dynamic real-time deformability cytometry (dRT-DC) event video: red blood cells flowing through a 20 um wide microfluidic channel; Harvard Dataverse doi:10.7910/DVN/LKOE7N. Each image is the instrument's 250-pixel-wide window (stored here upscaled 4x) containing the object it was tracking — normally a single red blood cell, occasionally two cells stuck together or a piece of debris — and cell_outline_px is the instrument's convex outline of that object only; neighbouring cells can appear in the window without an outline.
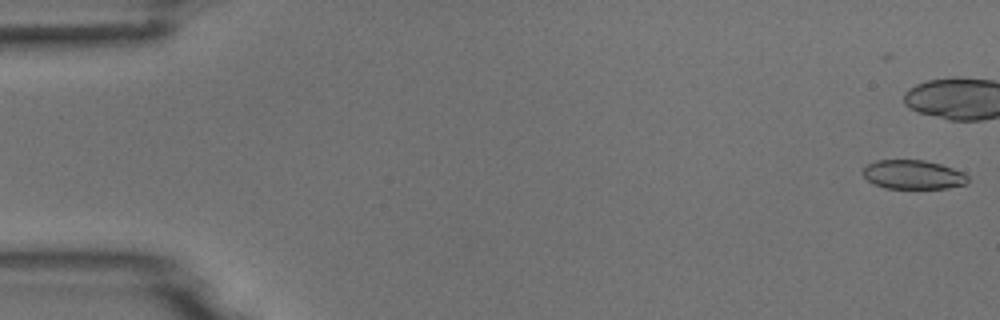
{"species": "common noctule bat (a hibernating species)", "species_latin": "Nyctalus noctula", "temperature_condition": "room temperature", "stored_images_in_passage": 42, "camera_frame_rate_fps": 3000, "um_per_image_px": 0.085, "animal": {"sex": "male", "body_mass_g": 18.8}, "frame": {"image": 1, "passage_image": 1, "time_ms": 0.0, "image_size_px": [1000, 320], "cell_outline_px": [[968, 184], [948, 188], [884, 188], [868, 180], [860, 172], [868, 164], [876, 160], [924, 160], [940, 164], [964, 172], [968, 176]], "centroid_in_image_um": [77.63, 14.84], "position_along_channel_um": 7.4, "area_um2": 17.8}}